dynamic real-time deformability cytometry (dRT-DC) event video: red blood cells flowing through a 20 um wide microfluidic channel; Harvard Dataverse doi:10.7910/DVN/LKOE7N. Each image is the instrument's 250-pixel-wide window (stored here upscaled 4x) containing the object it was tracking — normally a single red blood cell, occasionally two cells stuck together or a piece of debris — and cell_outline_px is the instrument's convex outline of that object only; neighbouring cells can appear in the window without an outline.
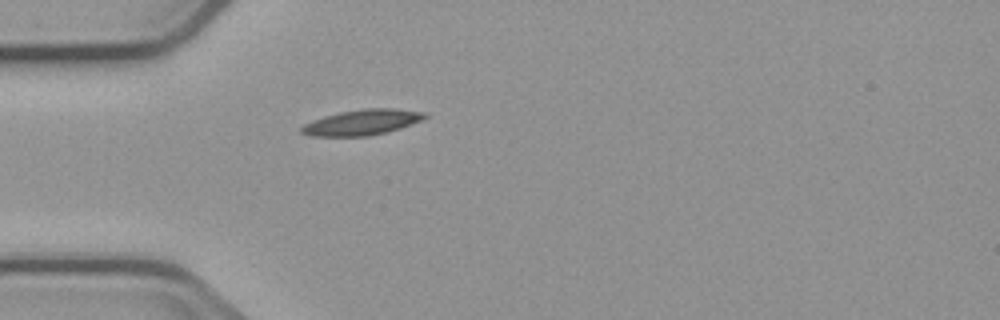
{"species": "common noctule bat (a hibernating species)", "species_latin": "Nyctalus noctula", "temperature_condition": "cold", "stored_images_in_passage": 1, "camera_frame_rate_fps": 3000, "um_per_image_px": 0.085, "animal": {"sex": "male", "body_mass_g": 23.1, "forearm_length_mm": 52.7}, "frame": {"image": 1, "passage_image": 1, "time_ms": 0.0, "image_size_px": [1000, 320], "cell_outline_px": [[428, 116], [420, 120], [400, 128], [368, 136], [312, 136], [300, 132], [300, 128], [304, 124], [312, 120], [324, 116], [340, 112], [364, 108], [392, 108], [428, 112]], "centroid_in_image_um": [30.76, 10.38], "position_along_channel_um": 54.2, "area_um2": 18.26}}